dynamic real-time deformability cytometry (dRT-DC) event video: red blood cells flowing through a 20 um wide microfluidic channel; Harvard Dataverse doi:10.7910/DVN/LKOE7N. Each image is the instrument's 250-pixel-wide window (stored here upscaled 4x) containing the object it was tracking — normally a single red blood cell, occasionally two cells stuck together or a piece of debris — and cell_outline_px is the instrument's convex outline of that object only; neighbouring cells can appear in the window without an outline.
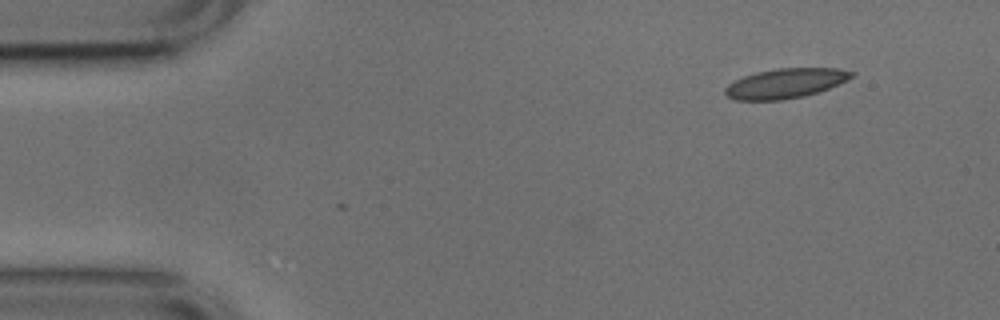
{"species": "common noctule bat (a hibernating species)", "species_latin": "Nyctalus noctula", "temperature_condition": "cold", "stored_images_in_passage": 2, "camera_frame_rate_fps": 3000, "um_per_image_px": 0.085, "animal": {"sex": "male", "body_mass_g": 17.9, "forearm_length_mm": 54.2}, "frame": {"image": 1, "passage_image": 2, "time_ms": 0.333, "image_size_px": [1000, 320], "cell_outline_px": [[856, 76], [848, 80], [828, 88], [804, 96], [780, 100], [736, 100], [728, 96], [724, 92], [724, 88], [728, 84], [744, 76], [756, 72], [776, 68], [840, 68], [856, 72]], "centroid_in_image_um": [66.8, 7.07], "position_along_channel_um": 18.2, "area_um2": 21.96}}